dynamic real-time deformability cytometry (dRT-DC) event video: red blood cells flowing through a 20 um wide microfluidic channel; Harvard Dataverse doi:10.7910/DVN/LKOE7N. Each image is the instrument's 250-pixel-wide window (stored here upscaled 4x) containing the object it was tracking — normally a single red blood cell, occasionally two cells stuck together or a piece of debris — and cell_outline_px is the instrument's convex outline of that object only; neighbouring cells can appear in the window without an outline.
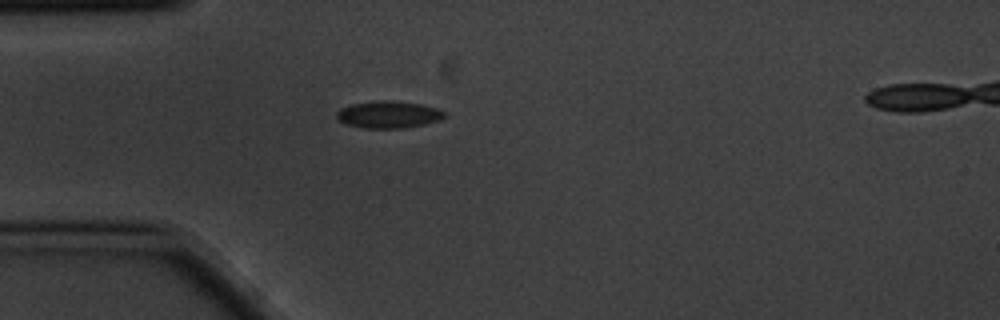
{"species": "common noctule bat (a hibernating species)", "species_latin": "Nyctalus noctula", "temperature_condition": "cold", "stored_images_in_passage": 2, "camera_frame_rate_fps": 3000, "um_per_image_px": 0.085, "animal": {"sex": "male", "body_mass_g": 20.1, "forearm_length_mm": 53.5}, "frame": {"image": 1, "passage_image": 1, "time_ms": 0.0, "image_size_px": [1000, 320], "cell_outline_px": [[448, 116], [440, 120], [424, 124], [404, 128], [364, 128], [344, 124], [336, 120], [336, 112], [340, 108], [352, 104], [384, 100], [420, 104], [436, 108], [444, 112]], "centroid_in_image_um": [32.99, 9.75], "position_along_channel_um": 52.0, "area_um2": 16.99}}